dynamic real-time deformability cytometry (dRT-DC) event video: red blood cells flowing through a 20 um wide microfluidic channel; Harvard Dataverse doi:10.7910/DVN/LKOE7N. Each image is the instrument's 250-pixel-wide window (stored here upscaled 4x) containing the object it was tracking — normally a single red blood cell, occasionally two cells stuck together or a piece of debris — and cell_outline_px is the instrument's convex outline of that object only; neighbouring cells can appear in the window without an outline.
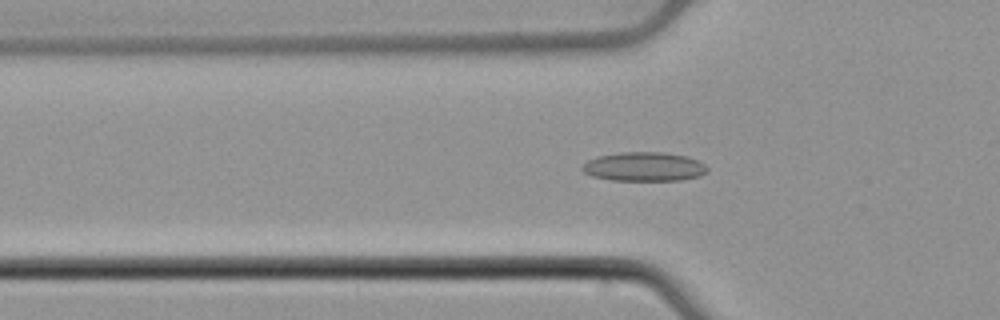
{"species": "common noctule bat (a hibernating species)", "species_latin": "Nyctalus noctula", "temperature_condition": "cold", "stored_images_in_passage": 53, "camera_frame_rate_fps": 3000, "um_per_image_px": 0.085, "animal": {"sex": "male", "body_mass_g": 21.5, "forearm_length_mm": 52.0}, "frame": {"image": 1, "passage_image": 17, "time_ms": 5.333, "image_size_px": [1000, 320], "cell_outline_px": [[708, 172], [700, 176], [680, 180], [612, 180], [592, 176], [584, 172], [580, 168], [588, 160], [600, 156], [620, 152], [664, 152], [688, 156], [704, 164], [708, 168]], "centroid_in_image_um": [54.77, 14.16], "position_along_channel_um": 71.0, "area_um2": 21.15}}
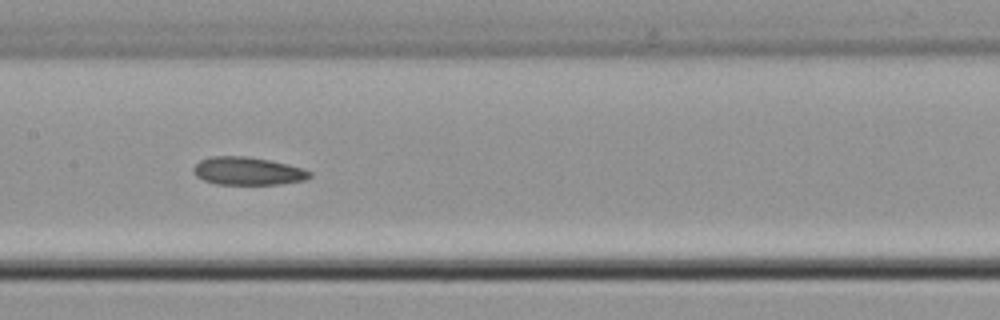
{"frame": {"image": 2, "passage_image": 26, "time_ms": 8.333, "image_size_px": [1000, 320], "cell_outline_px": [[312, 176], [304, 180], [280, 184], [216, 184], [204, 180], [196, 176], [192, 172], [192, 168], [200, 160], [212, 156], [248, 156], [288, 164], [304, 168], [312, 172]], "centroid_in_image_um": [21.06, 14.53], "position_along_channel_um": 186.3, "area_um2": 19.02}}
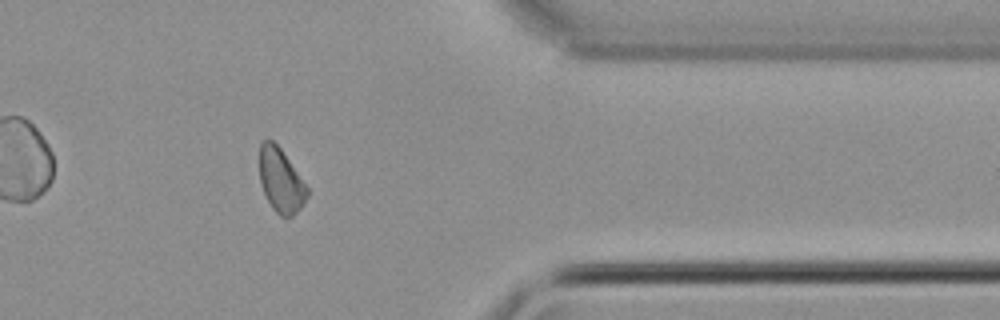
{"frame": {"image": 3, "passage_image": 43, "time_ms": 14.0, "image_size_px": [1000, 320], "cell_outline_px": [[308, 196], [300, 208], [292, 216], [280, 216], [272, 208], [264, 192], [260, 180], [260, 144], [264, 140], [272, 140], [280, 148], [308, 188]], "centroid_in_image_um": [23.87, 15.35], "position_along_channel_um": 387.5, "area_um2": 17.34}, "authors_computed_cell_mechanics": {"area_um2": 19.1318, "velocity_mm_per_s": 3.8565, "shape_relaxation_time_tau1_ms": null, "shape_relaxation_time_tau2_ms": 2.8707, "deformation_change_tau1": null, "deformation_change_tau2": 0.0732}}